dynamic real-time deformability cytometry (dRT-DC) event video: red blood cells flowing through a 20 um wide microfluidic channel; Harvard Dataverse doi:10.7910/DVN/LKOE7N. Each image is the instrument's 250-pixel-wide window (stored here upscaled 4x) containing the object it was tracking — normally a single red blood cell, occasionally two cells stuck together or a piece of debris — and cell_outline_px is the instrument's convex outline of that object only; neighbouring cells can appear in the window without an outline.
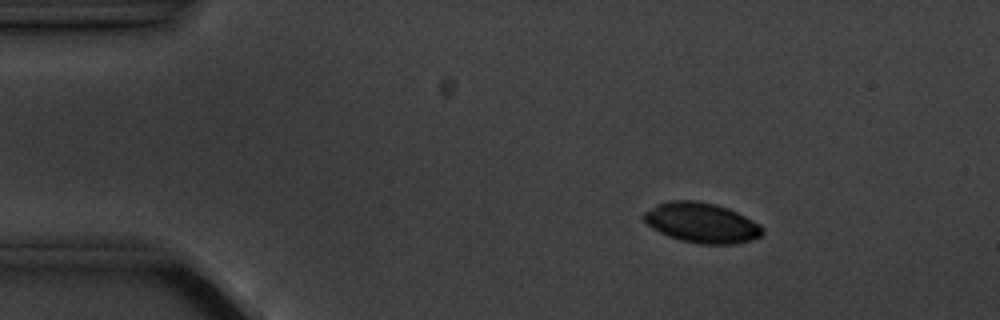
{"species": "common noctule bat (a hibernating species)", "species_latin": "Nyctalus noctula", "temperature_condition": "cold", "stored_images_in_passage": 5, "camera_frame_rate_fps": 3000, "um_per_image_px": 0.085, "animal": {"sex": "male", "body_mass_g": 20.1, "forearm_length_mm": 53.5}, "frame": {"image": 1, "passage_image": 3, "time_ms": 2.333, "image_size_px": [1000, 320], "cell_outline_px": [[764, 232], [760, 236], [752, 240], [736, 244], [700, 244], [680, 240], [668, 236], [652, 228], [644, 220], [644, 212], [656, 204], [668, 200], [696, 200], [716, 204], [728, 208], [760, 224], [764, 228]], "centroid_in_image_um": [59.65, 18.93], "position_along_channel_um": 25.4, "area_um2": 27.8}}